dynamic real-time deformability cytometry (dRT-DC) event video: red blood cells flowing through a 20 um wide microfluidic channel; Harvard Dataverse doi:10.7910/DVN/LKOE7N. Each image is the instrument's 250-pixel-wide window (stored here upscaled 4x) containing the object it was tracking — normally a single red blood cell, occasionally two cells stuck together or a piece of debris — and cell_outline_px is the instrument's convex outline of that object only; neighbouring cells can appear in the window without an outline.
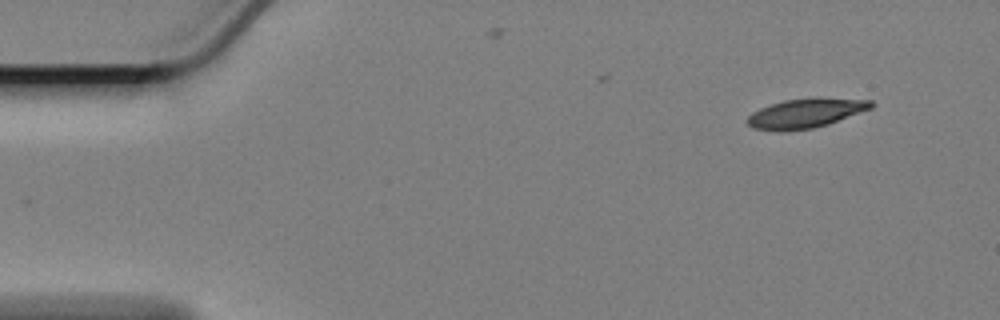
{"species": "Egyptian fruit bat (a non-hibernating species)", "species_latin": "Rousettus aegyptiacus", "temperature_condition": "cold", "stored_images_in_passage": 10, "camera_frame_rate_fps": 3000, "um_per_image_px": 0.085, "animal": {"sex": "female"}, "frame": {"image": 1, "passage_image": 1, "time_ms": 0.0, "image_size_px": [1000, 320], "cell_outline_px": [[876, 104], [872, 108], [828, 124], [812, 128], [784, 132], [776, 132], [752, 128], [744, 120], [752, 112], [760, 108], [784, 100], [816, 96], [872, 100]], "centroid_in_image_um": [68.47, 9.61], "position_along_channel_um": 16.5, "area_um2": 21.79}}